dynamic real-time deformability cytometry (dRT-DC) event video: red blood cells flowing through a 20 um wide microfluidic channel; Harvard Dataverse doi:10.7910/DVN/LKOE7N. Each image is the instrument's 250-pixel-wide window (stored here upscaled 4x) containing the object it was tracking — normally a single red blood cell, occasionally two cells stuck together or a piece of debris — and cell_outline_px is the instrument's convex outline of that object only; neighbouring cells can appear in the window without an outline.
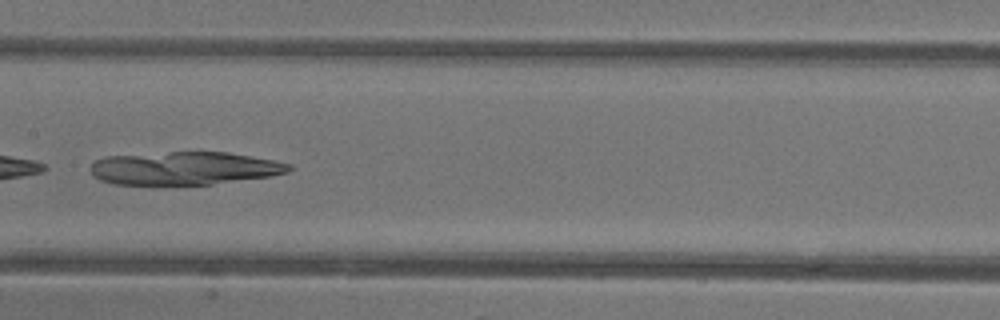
{"species": "common noctule bat (a hibernating species)", "species_latin": "Nyctalus noctula", "temperature_condition": "warm", "stored_images_in_passage": 35, "camera_frame_rate_fps": 3000, "um_per_image_px": 0.085, "animal": {"sex": "female"}, "frame": {"image": 1, "passage_image": 25, "time_ms": 8.0, "image_size_px": [1000, 320], "cell_outline_px": [[292, 168], [288, 172], [272, 176], [212, 184], [116, 184], [100, 180], [92, 176], [88, 168], [96, 160], [104, 156], [172, 152], [228, 152], [272, 160], [292, 164]], "centroid_in_image_um": [15.65, 14.3], "position_along_channel_um": 191.7, "area_um2": 38.21}}